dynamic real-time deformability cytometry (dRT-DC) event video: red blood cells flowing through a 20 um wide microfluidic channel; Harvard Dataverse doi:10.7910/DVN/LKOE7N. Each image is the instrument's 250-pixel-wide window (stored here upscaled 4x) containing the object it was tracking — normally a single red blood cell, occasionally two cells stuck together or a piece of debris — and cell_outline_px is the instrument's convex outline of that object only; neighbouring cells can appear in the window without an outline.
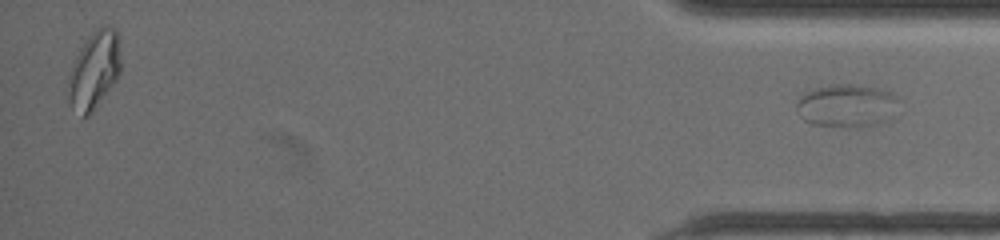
{"species": "common noctule bat (a hibernating species)", "species_latin": "Nyctalus noctula", "temperature_condition": "warm", "stored_images_in_passage": 50, "segment_of_instrument_passage": [3, 3], "camera_frame_rate_fps": 3000, "um_per_image_px": 0.085, "animal": {"sex": "female", "body_mass_g": 19.5, "forearm_length_mm": 54.1}, "frame": {"image": 1, "passage_image": 50, "time_ms": 16.333, "image_size_px": [1000, 240], "cell_outline_px": [[900, 116], [892, 120], [880, 124], [856, 128], [844, 128], [812, 124], [804, 120], [800, 116], [796, 108], [796, 104], [800, 96], [804, 92], [812, 88], [836, 84], [860, 84], [880, 88], [896, 96], [900, 100]], "centroid_in_image_um": [72.08, 9.01], "position_along_channel_um": 363.1, "area_um2": 26.99}}